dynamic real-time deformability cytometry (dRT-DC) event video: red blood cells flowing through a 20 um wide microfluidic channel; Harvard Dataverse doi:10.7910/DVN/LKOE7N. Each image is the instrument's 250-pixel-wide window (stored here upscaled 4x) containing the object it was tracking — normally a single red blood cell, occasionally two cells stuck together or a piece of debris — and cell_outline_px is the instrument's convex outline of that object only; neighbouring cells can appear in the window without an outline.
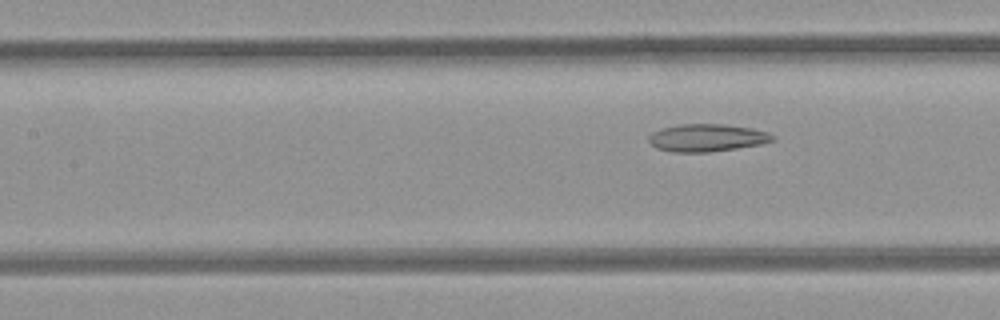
{"species": "common noctule bat (a hibernating species)", "species_latin": "Nyctalus noctula", "temperature_condition": "room temperature", "stored_images_in_passage": 9, "segment_of_instrument_passage": [2, 2], "camera_frame_rate_fps": 3000, "um_per_image_px": 0.085, "animal": {"sex": "female", "body_mass_g": 21.9}, "frame": {"image": 1, "passage_image": 9, "time_ms": 2.667, "image_size_px": [1000, 320], "cell_outline_px": [[776, 140], [760, 144], [736, 148], [708, 152], [672, 152], [656, 148], [648, 140], [648, 136], [652, 132], [664, 128], [680, 124], [724, 124], [752, 128], [768, 132], [776, 136]], "centroid_in_image_um": [60.11, 11.71], "position_along_channel_um": 147.3, "area_um2": 19.88}}